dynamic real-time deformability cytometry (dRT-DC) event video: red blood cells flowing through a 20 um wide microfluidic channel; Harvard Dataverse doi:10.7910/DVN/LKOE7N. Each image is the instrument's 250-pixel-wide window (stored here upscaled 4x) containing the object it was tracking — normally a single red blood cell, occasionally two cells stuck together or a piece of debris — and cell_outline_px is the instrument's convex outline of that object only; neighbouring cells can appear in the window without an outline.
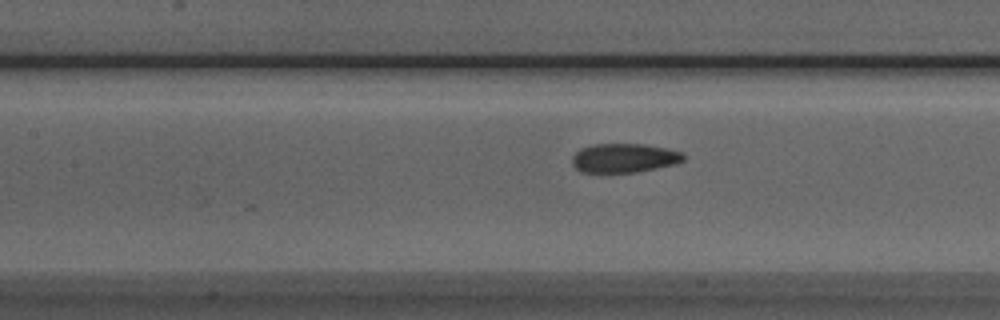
{"species": "Egyptian fruit bat (a non-hibernating species)", "species_latin": "Rousettus aegyptiacus", "temperature_condition": "room temperature", "stored_images_in_passage": 38, "camera_frame_rate_fps": 3000, "um_per_image_px": 0.085, "animal": {"sex": "male"}, "frame": {"image": 1, "passage_image": 8, "time_ms": 2.333, "image_size_px": [1000, 320], "cell_outline_px": [[684, 160], [676, 164], [636, 172], [580, 172], [572, 164], [572, 156], [580, 148], [592, 144], [644, 144], [668, 148], [684, 152]], "centroid_in_image_um": [53.06, 13.42], "position_along_channel_um": 154.3, "area_um2": 19.02}}
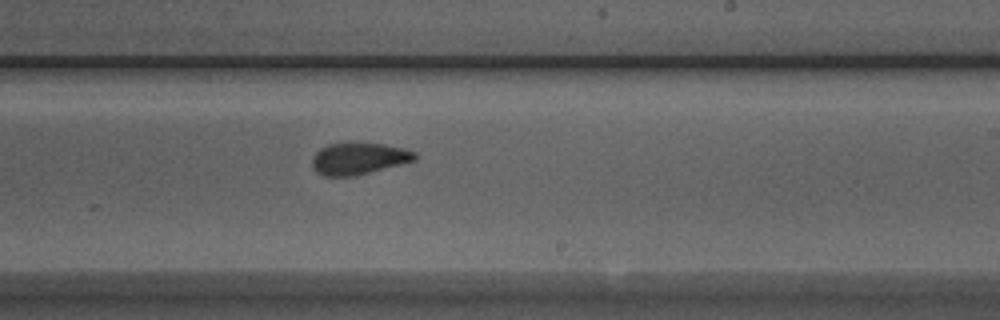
{"frame": {"image": 2, "passage_image": 16, "time_ms": 5.0, "image_size_px": [1000, 320], "cell_outline_px": [[416, 160], [356, 176], [324, 176], [316, 172], [312, 168], [312, 156], [320, 148], [328, 144], [348, 140], [384, 144], [404, 148], [416, 152]], "centroid_in_image_um": [30.46, 13.44], "position_along_channel_um": 258.5, "area_um2": 19.71}}
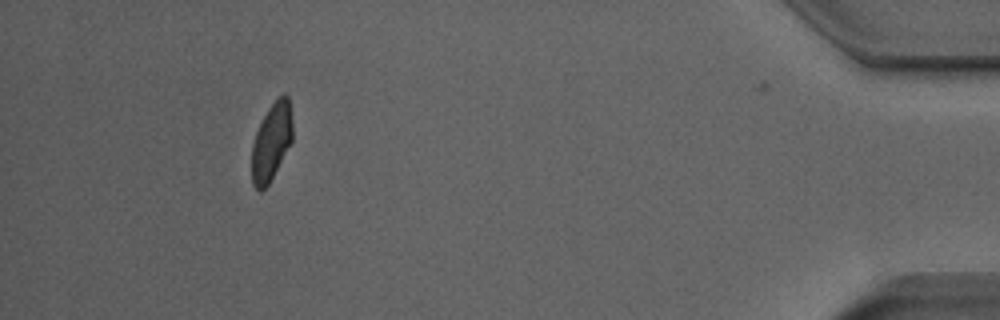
{"frame": {"image": 3, "passage_image": 33, "time_ms": 10.667, "image_size_px": [1000, 320], "cell_outline_px": [[292, 140], [268, 184], [260, 192], [252, 184], [252, 144], [256, 132], [268, 108], [284, 92], [288, 96], [292, 120]], "centroid_in_image_um": [23.07, 12.04], "position_along_channel_um": 412.1, "area_um2": 18.03}, "authors_computed_cell_mechanics": {"area_um2": 19.4497, "velocity_mm_per_s": 3.9213, "shape_relaxation_time_tau1_ms": 3.7991, "shape_relaxation_time_tau2_ms": 1.3569, "deformation_change_tau1": 0.135, "deformation_change_tau2": 0.0679}}